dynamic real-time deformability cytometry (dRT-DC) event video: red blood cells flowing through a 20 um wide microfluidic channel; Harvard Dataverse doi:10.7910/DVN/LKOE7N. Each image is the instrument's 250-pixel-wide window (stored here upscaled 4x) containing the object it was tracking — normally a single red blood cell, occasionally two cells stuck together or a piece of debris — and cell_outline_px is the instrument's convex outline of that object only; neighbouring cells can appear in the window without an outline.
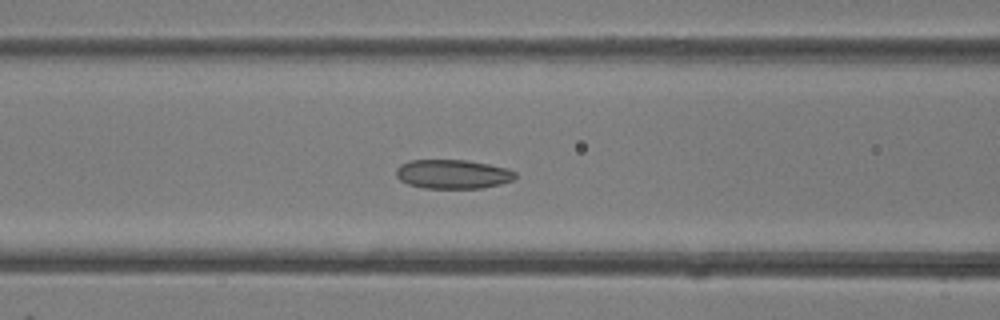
{"species": "common noctule bat (a hibernating species)", "species_latin": "Nyctalus noctula", "temperature_condition": "room temperature", "stored_images_in_passage": 41, "camera_frame_rate_fps": 3000, "um_per_image_px": 0.085, "animal": {"sex": "female"}, "frame": {"image": 1, "passage_image": 17, "time_ms": 5.333, "image_size_px": [1000, 320], "cell_outline_px": [[516, 176], [512, 180], [500, 184], [480, 188], [424, 188], [408, 184], [400, 180], [396, 176], [396, 168], [400, 164], [408, 160], [468, 160], [508, 168], [516, 172]], "centroid_in_image_um": [38.47, 14.79], "position_along_channel_um": 128.1, "area_um2": 20.29}}
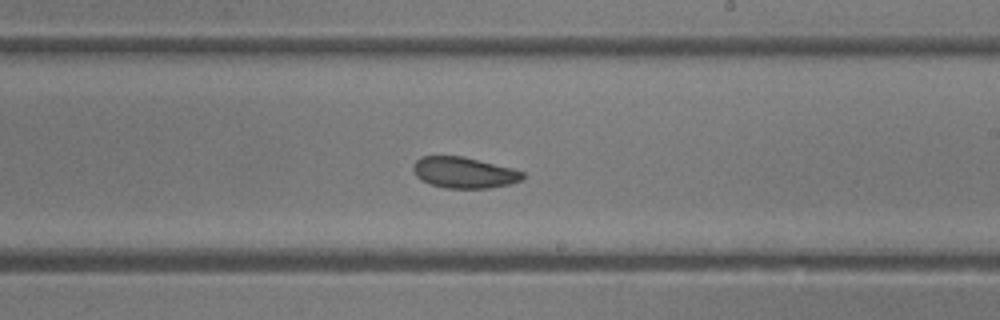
{"frame": {"image": 2, "passage_image": 24, "time_ms": 7.667, "image_size_px": [1000, 320], "cell_outline_px": [[524, 176], [520, 180], [508, 184], [488, 188], [444, 188], [420, 180], [416, 176], [412, 168], [416, 160], [420, 156], [464, 156], [512, 168], [524, 172]], "centroid_in_image_um": [39.41, 14.66], "position_along_channel_um": 249.6, "area_um2": 19.77}}
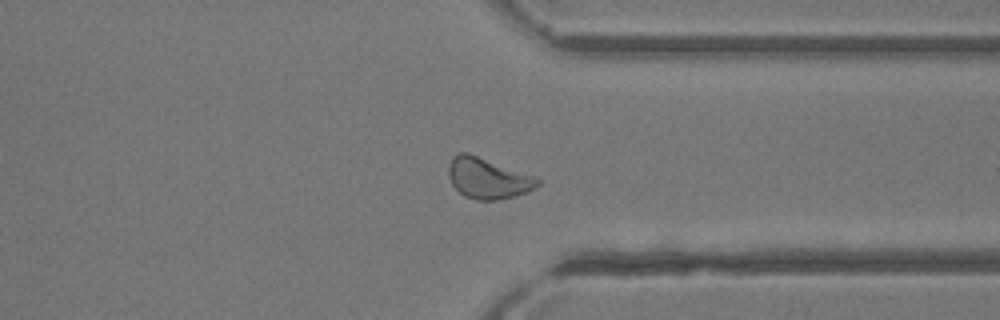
{"frame": {"image": 3, "passage_image": 31, "time_ms": 10.0, "image_size_px": [1000, 320], "cell_outline_px": [[540, 184], [516, 196], [496, 200], [476, 200], [464, 196], [452, 184], [448, 176], [448, 164], [452, 156], [460, 152], [468, 152], [536, 176], [540, 180]], "centroid_in_image_um": [41.44, 15.13], "position_along_channel_um": 370.0, "area_um2": 21.27}}